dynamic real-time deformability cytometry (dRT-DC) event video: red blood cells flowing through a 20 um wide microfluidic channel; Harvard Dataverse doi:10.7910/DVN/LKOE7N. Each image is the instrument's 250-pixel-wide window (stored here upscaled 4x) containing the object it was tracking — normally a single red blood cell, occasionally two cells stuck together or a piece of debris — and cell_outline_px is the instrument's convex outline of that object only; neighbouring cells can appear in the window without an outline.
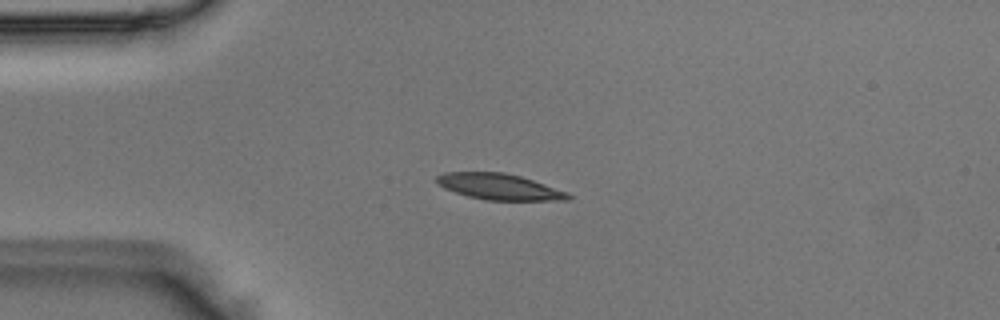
{"species": "Egyptian fruit bat (a non-hibernating species)", "species_latin": "Rousettus aegyptiacus", "temperature_condition": "room temperature", "stored_images_in_passage": 40, "camera_frame_rate_fps": 3000, "um_per_image_px": 0.085, "animal": {"sex": "male"}, "frame": {"image": 1, "passage_image": 2, "time_ms": 0.333, "image_size_px": [1000, 320], "cell_outline_px": [[572, 196], [568, 200], [484, 200], [468, 196], [444, 188], [436, 184], [436, 176], [444, 172], [504, 172], [520, 176], [568, 192]], "centroid_in_image_um": [42.41, 15.87], "position_along_channel_um": 42.6, "area_um2": 19.88}}
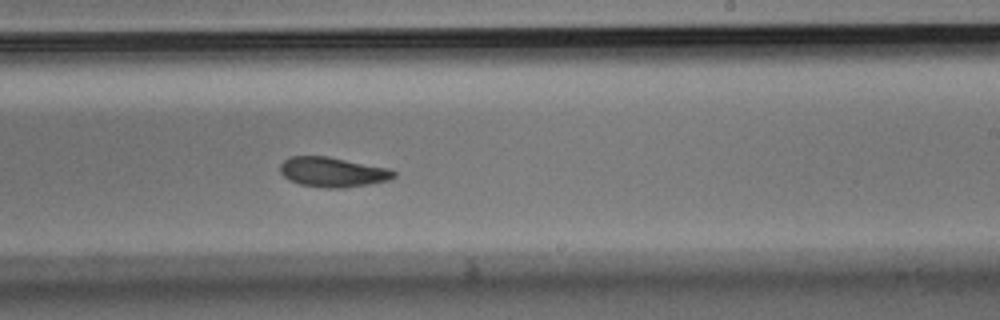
{"frame": {"image": 2, "passage_image": 20, "time_ms": 6.333, "image_size_px": [1000, 320], "cell_outline_px": [[396, 176], [388, 180], [368, 184], [344, 188], [328, 188], [300, 184], [288, 180], [280, 172], [280, 164], [284, 160], [292, 156], [328, 156], [388, 168], [396, 172]], "centroid_in_image_um": [28.26, 14.62], "position_along_channel_um": 260.7, "area_um2": 19.71}}
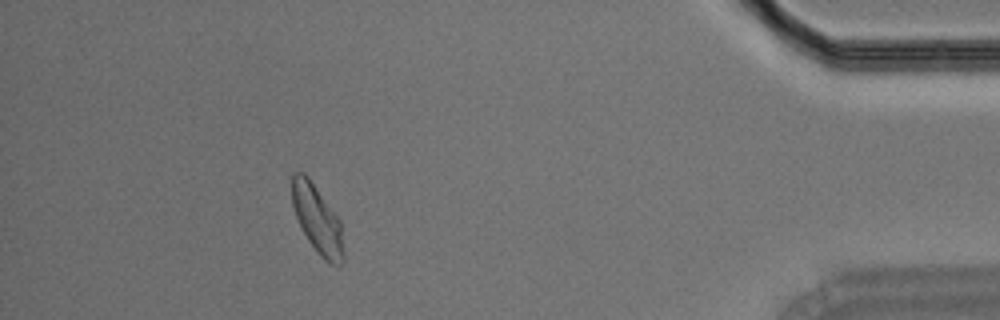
{"frame": {"image": 3, "passage_image": 35, "time_ms": 11.333, "image_size_px": [1000, 320], "cell_outline_px": [[344, 260], [340, 264], [328, 264], [320, 256], [308, 240], [296, 216], [292, 204], [292, 172], [304, 172], [308, 176], [340, 220], [344, 252]], "centroid_in_image_um": [26.97, 18.65], "position_along_channel_um": 408.2, "area_um2": 20.29}}